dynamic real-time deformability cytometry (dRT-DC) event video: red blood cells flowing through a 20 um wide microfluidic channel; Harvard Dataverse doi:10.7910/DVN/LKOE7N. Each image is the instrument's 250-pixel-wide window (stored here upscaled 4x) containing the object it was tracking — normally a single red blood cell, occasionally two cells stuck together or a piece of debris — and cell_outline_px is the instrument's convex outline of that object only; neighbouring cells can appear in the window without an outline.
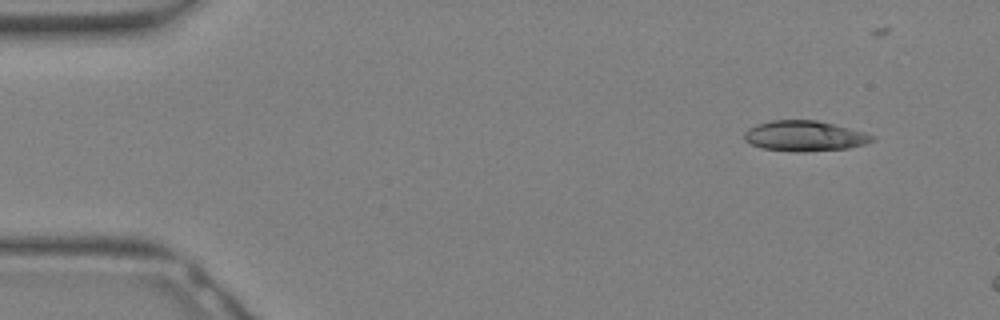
{"species": "Egyptian fruit bat (a non-hibernating species)", "species_latin": "Rousettus aegyptiacus", "temperature_condition": "warm", "stored_images_in_passage": 7, "camera_frame_rate_fps": 3000, "um_per_image_px": 0.085, "animal": {"sex": "female"}, "frame": {"image": 1, "passage_image": 2, "time_ms": 0.333, "image_size_px": [1000, 320], "cell_outline_px": [[876, 136], [872, 140], [864, 144], [848, 148], [804, 152], [792, 152], [764, 148], [752, 144], [744, 140], [744, 132], [748, 128], [756, 124], [772, 120], [816, 120], [864, 132]], "centroid_in_image_um": [68.36, 11.56], "position_along_channel_um": 16.6, "area_um2": 22.54}}